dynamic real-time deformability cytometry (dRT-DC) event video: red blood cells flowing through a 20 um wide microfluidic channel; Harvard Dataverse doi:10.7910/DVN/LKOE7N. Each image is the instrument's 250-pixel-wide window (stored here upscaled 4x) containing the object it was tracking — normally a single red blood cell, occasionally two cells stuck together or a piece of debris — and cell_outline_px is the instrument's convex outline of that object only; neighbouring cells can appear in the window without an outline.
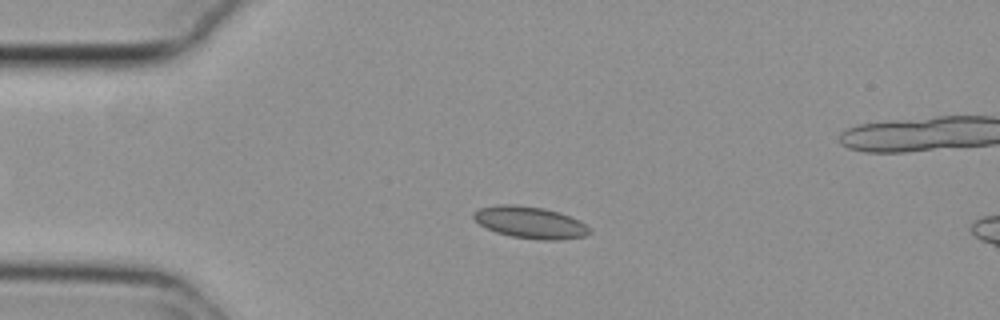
{"species": "common noctule bat (a hibernating species)", "species_latin": "Nyctalus noctula", "temperature_condition": "cold", "stored_images_in_passage": 55, "camera_frame_rate_fps": 3000, "um_per_image_px": 0.085, "animal": {"sex": "female", "body_mass_g": 29.2, "forearm_length_mm": 56.3}, "frame": {"image": 1, "passage_image": 12, "time_ms": 3.667, "image_size_px": [1000, 320], "cell_outline_px": [[592, 232], [584, 236], [556, 240], [540, 240], [512, 236], [496, 232], [480, 224], [472, 216], [472, 212], [480, 208], [500, 204], [516, 204], [544, 208], [560, 212], [580, 220]], "centroid_in_image_um": [45.06, 18.89], "position_along_channel_um": 39.9, "area_um2": 21.44}}
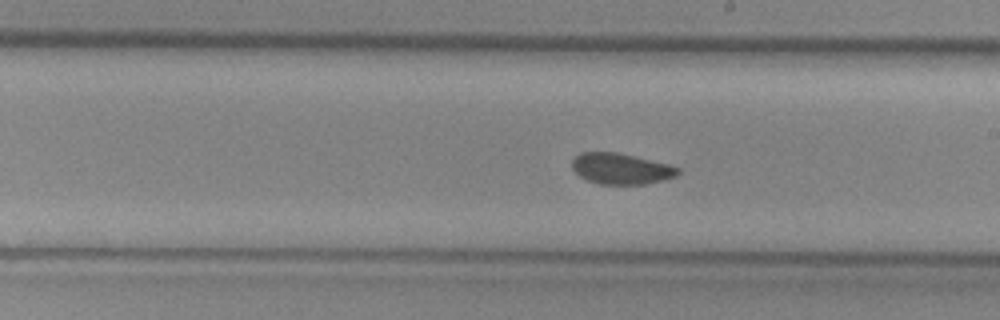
{"frame": {"image": 2, "passage_image": 30, "time_ms": 9.667, "image_size_px": [1000, 320], "cell_outline_px": [[680, 172], [676, 176], [664, 180], [644, 184], [600, 184], [588, 180], [580, 176], [572, 168], [572, 156], [580, 152], [616, 152], [668, 164], [680, 168]], "centroid_in_image_um": [52.76, 14.33], "position_along_channel_um": 236.2, "area_um2": 19.07}}
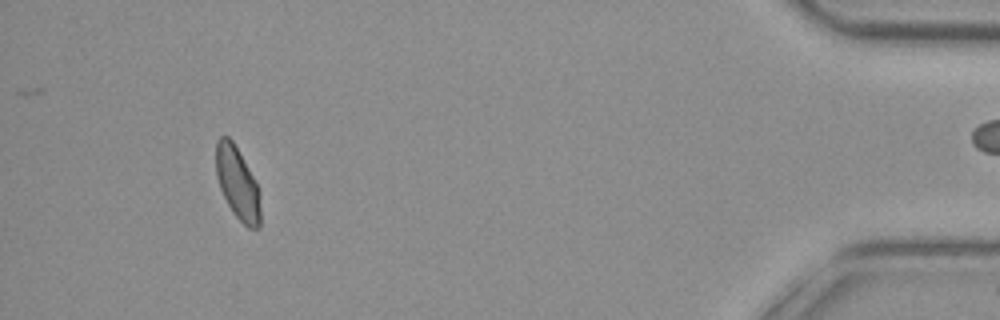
{"frame": {"image": 3, "passage_image": 50, "time_ms": 16.333, "image_size_px": [1000, 320], "cell_outline_px": [[260, 228], [248, 228], [232, 212], [220, 188], [216, 176], [216, 140], [220, 136], [228, 136], [232, 140], [252, 176], [260, 192]], "centroid_in_image_um": [20.18, 15.59], "position_along_channel_um": 415.0, "area_um2": 18.5}, "authors_computed_cell_mechanics": {"area_um2": 19.9988, "velocity_mm_per_s": 3.7505, "shape_relaxation_time_tau1_ms": null, "shape_relaxation_time_tau2_ms": 1.9299, "deformation_change_tau1": null, "deformation_change_tau2": 0.0595}}